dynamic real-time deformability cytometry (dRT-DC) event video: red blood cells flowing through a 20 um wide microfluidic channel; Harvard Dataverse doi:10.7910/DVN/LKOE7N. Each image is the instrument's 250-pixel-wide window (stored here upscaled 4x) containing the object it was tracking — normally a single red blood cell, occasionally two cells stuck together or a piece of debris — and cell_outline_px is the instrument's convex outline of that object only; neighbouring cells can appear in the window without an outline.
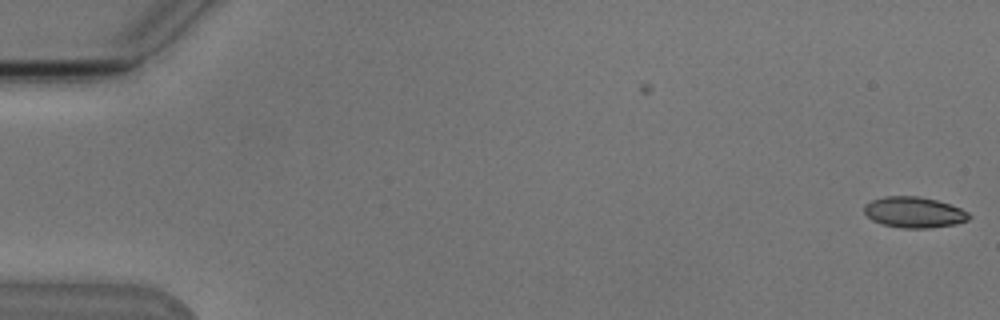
{"species": "Egyptian fruit bat (a non-hibernating species)", "species_latin": "Rousettus aegyptiacus", "temperature_condition": "cold", "stored_images_in_passage": 5, "camera_frame_rate_fps": 3000, "um_per_image_px": 0.085, "animal": {"sex": "male"}, "frame": {"image": 1, "passage_image": 1, "time_ms": 0.0, "image_size_px": [1000, 320], "cell_outline_px": [[972, 216], [968, 220], [956, 224], [928, 228], [904, 228], [884, 224], [872, 220], [864, 212], [864, 204], [872, 200], [884, 196], [916, 196], [936, 200], [960, 208], [968, 212]], "centroid_in_image_um": [77.7, 18.04], "position_along_channel_um": 7.3, "area_um2": 18.73}}
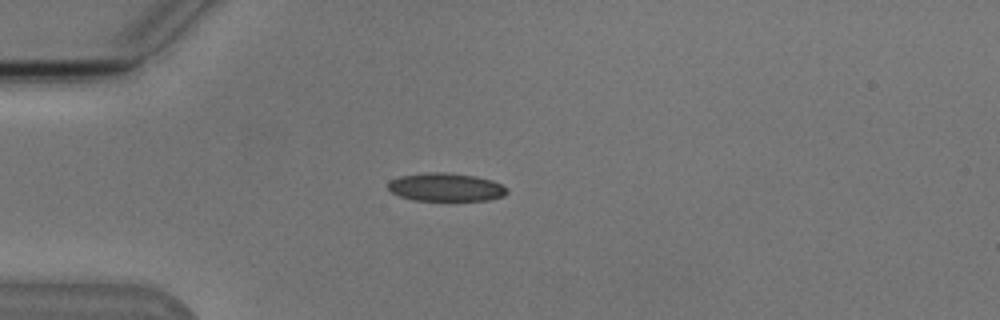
{"frame": {"image": 2, "passage_image": 5, "time_ms": 4.667, "image_size_px": [1000, 320], "cell_outline_px": [[508, 192], [504, 196], [488, 200], [416, 200], [400, 196], [392, 192], [388, 188], [388, 180], [400, 176], [424, 172], [452, 172], [476, 176], [492, 180], [508, 188]], "centroid_in_image_um": [37.91, 15.89], "position_along_channel_um": 47.1, "area_um2": 19.71}}